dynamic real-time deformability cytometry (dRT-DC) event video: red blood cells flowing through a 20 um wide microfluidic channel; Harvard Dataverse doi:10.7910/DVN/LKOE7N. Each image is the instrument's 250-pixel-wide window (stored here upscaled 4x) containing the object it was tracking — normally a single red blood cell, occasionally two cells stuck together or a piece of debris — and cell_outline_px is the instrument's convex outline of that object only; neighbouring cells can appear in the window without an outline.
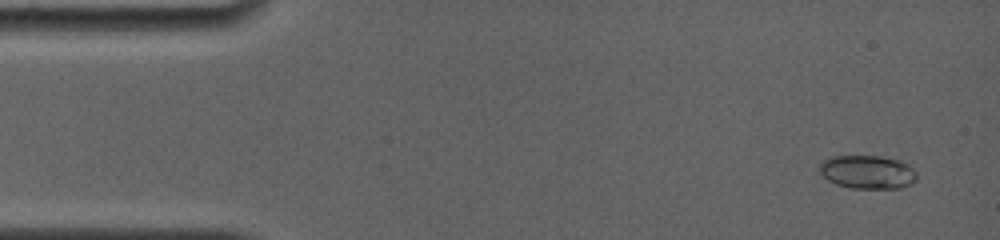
{"species": "common noctule bat (a hibernating species)", "species_latin": "Nyctalus noctula", "temperature_condition": "room temperature", "stored_images_in_passage": 4, "camera_frame_rate_fps": 4000, "um_per_image_px": 0.085, "animal": {"sex": "female", "body_mass_g": 19.0, "forearm_length_mm": 56.7}, "frame": {"image": 1, "passage_image": 1, "time_ms": 0.0, "image_size_px": [1000, 240], "cell_outline_px": [[916, 180], [912, 184], [900, 188], [852, 188], [836, 184], [828, 180], [820, 172], [820, 164], [824, 160], [832, 156], [880, 156], [900, 160], [908, 164], [916, 172]], "centroid_in_image_um": [73.77, 14.62], "position_along_channel_um": 11.2, "area_um2": 18.96}}
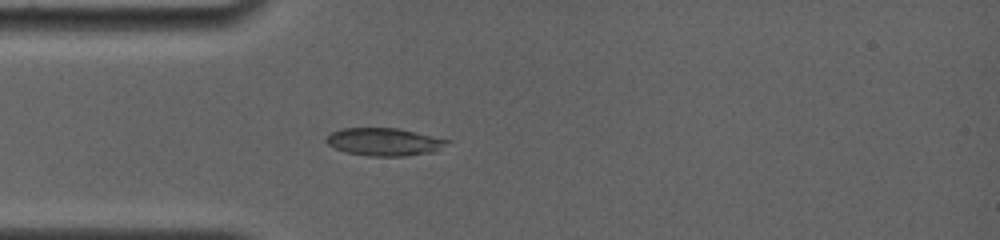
{"frame": {"image": 2, "passage_image": 4, "time_ms": 3.75, "image_size_px": [1000, 240], "cell_outline_px": [[452, 140], [436, 152], [404, 156], [368, 156], [348, 152], [336, 148], [328, 144], [324, 140], [332, 132], [340, 128], [396, 128]], "centroid_in_image_um": [32.68, 12.06], "position_along_channel_um": 52.3, "area_um2": 19.48}}